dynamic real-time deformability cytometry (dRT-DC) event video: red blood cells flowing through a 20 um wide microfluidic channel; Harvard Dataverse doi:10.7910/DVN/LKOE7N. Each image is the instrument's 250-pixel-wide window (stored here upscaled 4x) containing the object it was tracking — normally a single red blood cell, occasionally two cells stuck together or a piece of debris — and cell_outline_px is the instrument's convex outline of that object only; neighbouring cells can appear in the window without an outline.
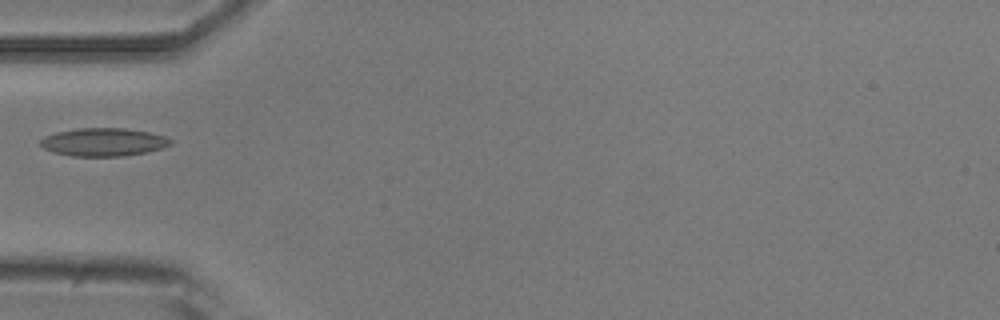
{"species": "common noctule bat (a hibernating species)", "species_latin": "Nyctalus noctula", "temperature_condition": "room temperature", "stored_images_in_passage": 6, "camera_frame_rate_fps": 3000, "um_per_image_px": 0.085, "animal": {"sex": "male", "body_mass_g": 20.5, "forearm_length_mm": 52.5}, "frame": {"image": 1, "passage_image": 6, "time_ms": 5.667, "image_size_px": [1000, 320], "cell_outline_px": [[172, 144], [164, 148], [148, 152], [120, 156], [72, 156], [52, 152], [44, 148], [40, 144], [40, 140], [44, 136], [56, 132], [76, 128], [124, 128], [148, 132], [164, 136], [172, 140]], "centroid_in_image_um": [8.79, 12.07], "position_along_channel_um": 76.2, "area_um2": 21.39}}